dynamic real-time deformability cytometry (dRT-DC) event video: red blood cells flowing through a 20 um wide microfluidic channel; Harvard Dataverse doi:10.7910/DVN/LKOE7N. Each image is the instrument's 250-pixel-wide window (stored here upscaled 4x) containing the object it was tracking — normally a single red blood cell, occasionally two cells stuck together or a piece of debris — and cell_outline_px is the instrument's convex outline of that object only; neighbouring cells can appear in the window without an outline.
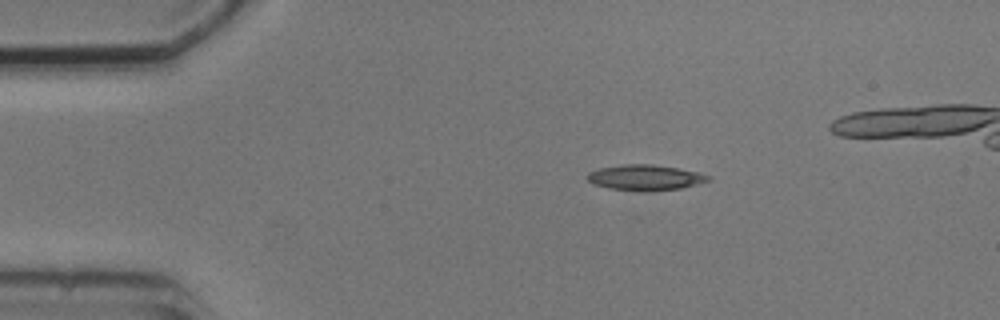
{"species": "common noctule bat (a hibernating species)", "species_latin": "Nyctalus noctula", "temperature_condition": "cold", "stored_images_in_passage": 4, "camera_frame_rate_fps": 3000, "um_per_image_px": 0.085, "animal": {"sex": "male", "body_mass_g": 20.5, "forearm_length_mm": 52.5}, "frame": {"image": 1, "passage_image": 1, "time_ms": 0.0, "image_size_px": [1000, 320], "cell_outline_px": [[712, 180], [680, 188], [608, 188], [592, 184], [588, 180], [588, 172], [600, 168], [620, 164], [652, 164], [676, 168], [696, 172], [712, 176]], "centroid_in_image_um": [54.83, 15.03], "position_along_channel_um": 30.2, "area_um2": 16.99}}